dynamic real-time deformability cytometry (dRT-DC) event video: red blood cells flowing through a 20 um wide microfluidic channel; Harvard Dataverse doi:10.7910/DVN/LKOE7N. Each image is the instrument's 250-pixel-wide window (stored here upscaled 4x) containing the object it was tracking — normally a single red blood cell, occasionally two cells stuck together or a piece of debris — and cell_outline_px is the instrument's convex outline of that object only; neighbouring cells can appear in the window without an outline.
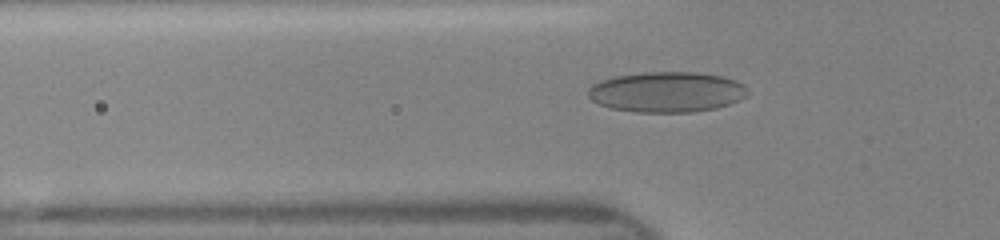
{"species": "human", "species_latin": "Homo sapiens", "temperature_condition": "room temperature", "stored_images_in_passage": 45, "camera_frame_rate_fps": 3000, "um_per_image_px": 0.085, "donor": {"sex": "female"}, "frame": {"image": 1, "passage_image": 15, "time_ms": 4.667, "image_size_px": [1000, 240], "cell_outline_px": [[748, 96], [740, 100], [716, 108], [692, 112], [636, 112], [612, 108], [600, 104], [592, 100], [588, 96], [588, 88], [592, 84], [600, 80], [612, 76], [644, 72], [696, 72], [724, 76], [736, 80], [744, 84], [748, 88]], "centroid_in_image_um": [56.7, 7.81], "position_along_channel_um": 69.1, "area_um2": 37.97}}
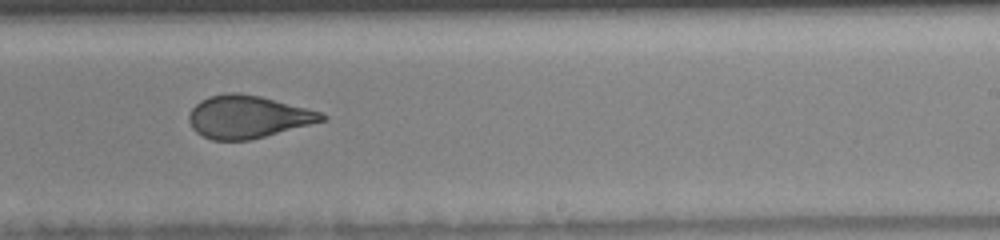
{"frame": {"image": 2, "passage_image": 29, "time_ms": 9.333, "image_size_px": [1000, 240], "cell_outline_px": [[328, 120], [248, 140], [212, 140], [196, 132], [192, 128], [188, 120], [188, 116], [192, 108], [200, 100], [208, 96], [228, 92], [236, 92], [260, 96], [320, 112], [328, 116]], "centroid_in_image_um": [21.04, 9.92], "position_along_channel_um": 268.0, "area_um2": 32.83}}
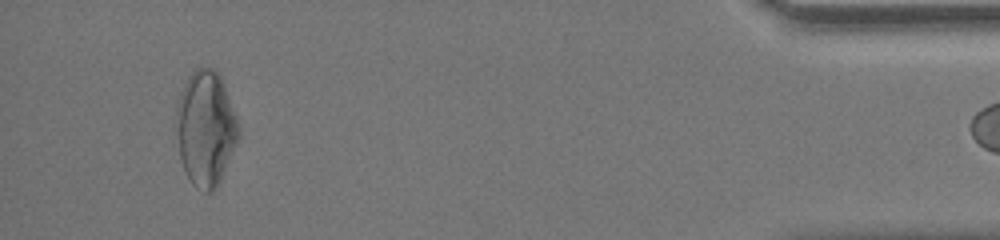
{"frame": {"image": 3, "passage_image": 44, "time_ms": 14.333, "image_size_px": [1000, 240], "cell_outline_px": [[240, 136], [220, 180], [216, 188], [208, 192], [204, 192], [196, 188], [192, 184], [184, 172], [180, 160], [176, 116], [176, 108], [180, 92], [188, 76], [196, 68], [216, 68], [224, 84], [236, 116], [240, 128]], "centroid_in_image_um": [17.48, 10.91], "position_along_channel_um": 417.7, "area_um2": 41.79}}